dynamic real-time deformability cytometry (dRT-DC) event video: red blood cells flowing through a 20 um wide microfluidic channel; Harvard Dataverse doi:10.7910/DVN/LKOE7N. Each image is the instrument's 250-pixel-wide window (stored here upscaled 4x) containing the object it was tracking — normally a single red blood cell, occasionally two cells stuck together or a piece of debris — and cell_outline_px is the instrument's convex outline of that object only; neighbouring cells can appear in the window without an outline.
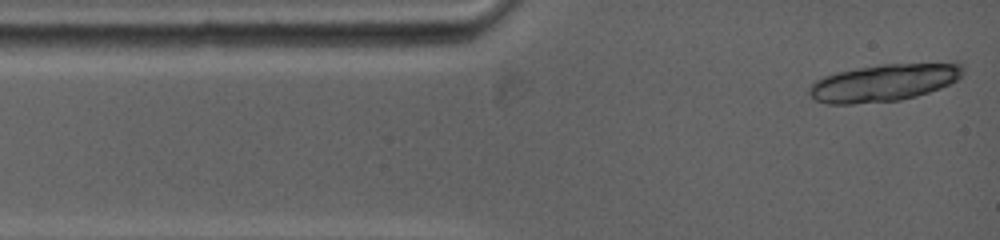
{"species": "common noctule bat (a hibernating species)", "species_latin": "Nyctalus noctula", "temperature_condition": "warm", "stored_images_in_passage": 4, "camera_frame_rate_fps": 5000, "um_per_image_px": 0.085, "animal": {"sex": "female", "body_mass_g": 19.0, "forearm_length_mm": 53.3}, "frame": {"image": 1, "passage_image": 1, "time_ms": 0.0, "image_size_px": [1000, 240], "cell_outline_px": [[964, 72], [956, 80], [940, 88], [916, 96], [900, 100], [852, 104], [828, 104], [816, 100], [808, 92], [812, 84], [824, 76], [840, 72], [860, 68], [884, 64], [956, 60], [964, 68]], "centroid_in_image_um": [75.24, 6.99], "position_along_channel_um": 9.8, "area_um2": 33.64}}